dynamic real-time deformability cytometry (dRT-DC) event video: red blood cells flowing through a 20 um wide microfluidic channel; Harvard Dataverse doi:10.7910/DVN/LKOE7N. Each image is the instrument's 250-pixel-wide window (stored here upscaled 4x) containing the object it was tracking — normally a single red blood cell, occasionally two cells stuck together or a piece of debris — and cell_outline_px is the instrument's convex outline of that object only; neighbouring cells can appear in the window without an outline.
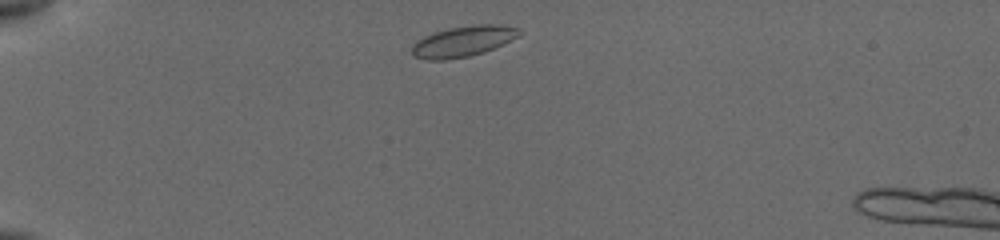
{"species": "common noctule bat (a hibernating species)", "species_latin": "Nyctalus noctula", "temperature_condition": "cold", "stored_images_in_passage": 41, "camera_frame_rate_fps": 3000, "um_per_image_px": 0.085, "animal": {"sex": "female", "body_mass_g": 19.5, "forearm_length_mm": 54.1}, "frame": {"image": 1, "passage_image": 1, "time_ms": 0.0, "image_size_px": [1000, 240], "cell_outline_px": [[524, 32], [484, 52], [468, 56], [444, 60], [428, 60], [412, 56], [412, 44], [416, 40], [424, 36], [448, 28], [472, 24], [500, 24], [520, 28]], "centroid_in_image_um": [39.33, 3.5], "position_along_channel_um": 45.7, "area_um2": 19.13}}
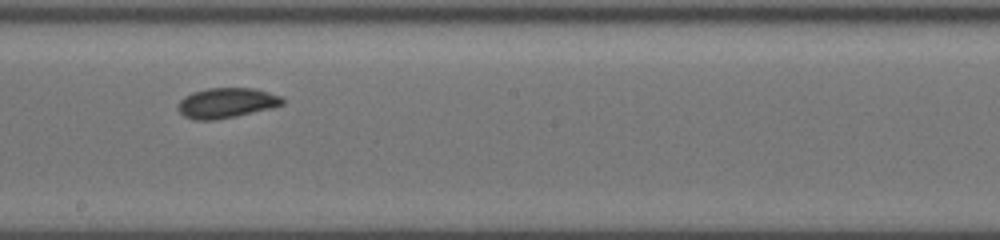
{"frame": {"image": 2, "passage_image": 23, "time_ms": 6.0, "image_size_px": [1000, 240], "cell_outline_px": [[284, 104], [272, 108], [236, 116], [216, 120], [192, 120], [184, 116], [176, 108], [180, 100], [184, 96], [192, 92], [208, 88], [252, 88], [268, 92], [280, 96], [284, 100]], "centroid_in_image_um": [19.22, 8.75], "position_along_channel_um": 229.0, "area_um2": 18.44}}
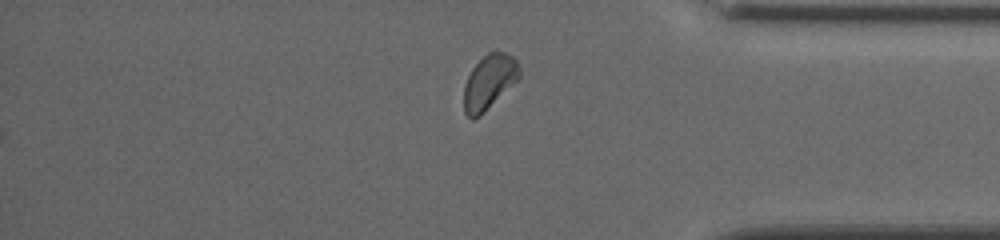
{"frame": {"image": 3, "passage_image": 41, "time_ms": 10.667, "image_size_px": [1000, 240], "cell_outline_px": [[520, 76], [480, 116], [472, 120], [464, 112], [464, 84], [472, 68], [488, 52], [508, 52], [516, 60], [520, 68]], "centroid_in_image_um": [41.56, 6.96], "position_along_channel_um": 393.6, "area_um2": 17.34}, "authors_computed_cell_mechanics": {"area_um2": 18.0336, "velocity_mm_per_s": 3.7728, "shape_relaxation_time_tau1_ms": 7.5466, "shape_relaxation_time_tau2_ms": null, "deformation_change_tau1": 0.1032, "deformation_change_tau2": null}}